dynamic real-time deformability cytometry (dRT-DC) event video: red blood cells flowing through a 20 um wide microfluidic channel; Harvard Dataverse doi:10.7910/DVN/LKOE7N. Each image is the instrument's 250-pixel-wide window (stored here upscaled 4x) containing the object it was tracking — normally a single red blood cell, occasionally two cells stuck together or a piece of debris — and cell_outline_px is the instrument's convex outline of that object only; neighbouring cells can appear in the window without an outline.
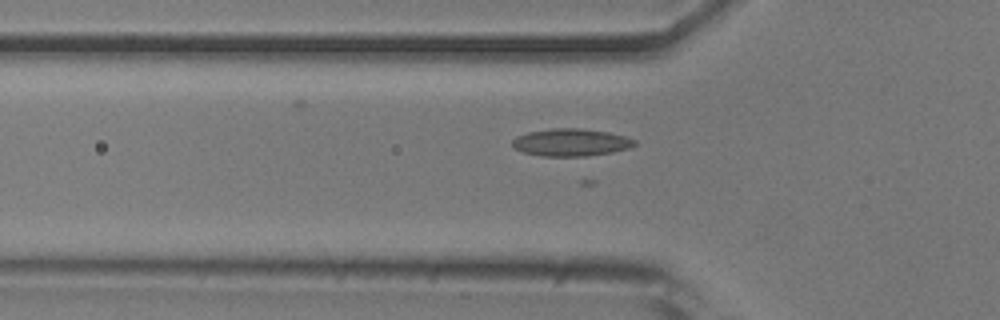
{"species": "common noctule bat (a hibernating species)", "species_latin": "Nyctalus noctula", "temperature_condition": "room temperature", "stored_images_in_passage": 43, "camera_frame_rate_fps": 3000, "um_per_image_px": 0.085, "animal": {"sex": "male", "body_mass_g": 20.5, "forearm_length_mm": 52.5}, "frame": {"image": 1, "passage_image": 6, "time_ms": 1.667, "image_size_px": [1000, 320], "cell_outline_px": [[636, 144], [628, 148], [612, 152], [584, 156], [544, 156], [524, 152], [516, 148], [512, 144], [512, 140], [516, 136], [528, 132], [552, 128], [580, 128], [608, 132], [624, 136], [636, 140]], "centroid_in_image_um": [48.53, 12.09], "position_along_channel_um": 77.3, "area_um2": 19.36}}
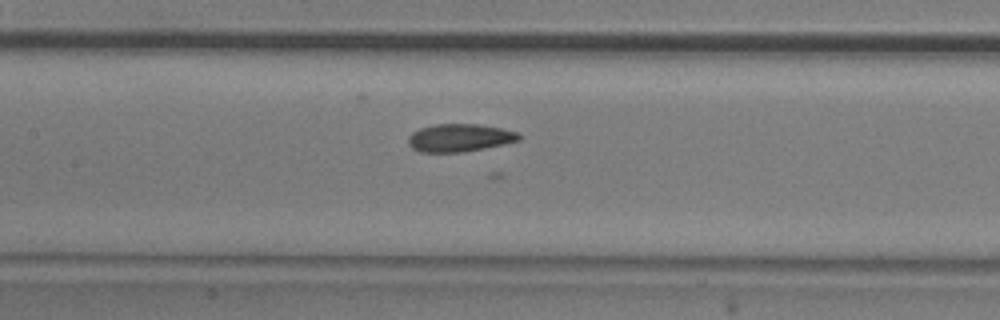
{"frame": {"image": 2, "passage_image": 13, "time_ms": 4.0, "image_size_px": [1000, 320], "cell_outline_px": [[520, 140], [504, 144], [464, 152], [420, 152], [412, 148], [408, 144], [408, 136], [412, 132], [420, 128], [436, 124], [476, 124], [500, 128], [520, 132]], "centroid_in_image_um": [39.06, 11.71], "position_along_channel_um": 168.3, "area_um2": 17.98}}
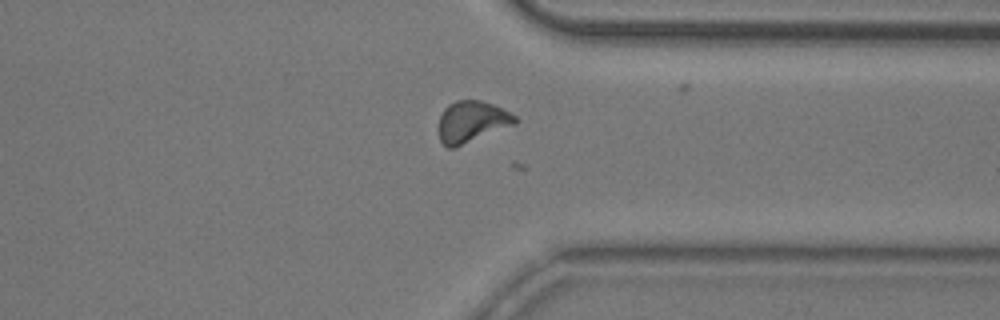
{"frame": {"image": 3, "passage_image": 29, "time_ms": 9.333, "image_size_px": [1000, 320], "cell_outline_px": [[520, 120], [516, 124], [456, 148], [448, 148], [440, 140], [440, 116], [444, 108], [448, 104], [456, 100], [480, 100], [492, 104], [516, 116]], "centroid_in_image_um": [40.12, 10.35], "position_along_channel_um": 371.3, "area_um2": 18.5}}